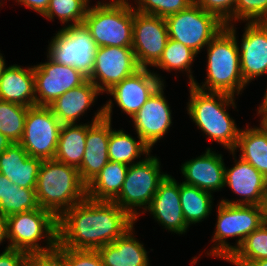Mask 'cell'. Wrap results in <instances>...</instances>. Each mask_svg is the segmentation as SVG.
Wrapping results in <instances>:
<instances>
[{"label":"cell","instance_id":"1","mask_svg":"<svg viewBox=\"0 0 267 266\" xmlns=\"http://www.w3.org/2000/svg\"><path fill=\"white\" fill-rule=\"evenodd\" d=\"M135 220L113 201L85 198L58 218V246L97 250L114 242Z\"/></svg>","mask_w":267,"mask_h":266},{"label":"cell","instance_id":"2","mask_svg":"<svg viewBox=\"0 0 267 266\" xmlns=\"http://www.w3.org/2000/svg\"><path fill=\"white\" fill-rule=\"evenodd\" d=\"M187 114L208 140L219 143L224 149L234 151L241 129L227 112L235 109V96L221 92H207L189 85ZM228 108V109H227Z\"/></svg>","mask_w":267,"mask_h":266},{"label":"cell","instance_id":"3","mask_svg":"<svg viewBox=\"0 0 267 266\" xmlns=\"http://www.w3.org/2000/svg\"><path fill=\"white\" fill-rule=\"evenodd\" d=\"M236 24L225 26L205 47L207 49L206 79L200 85L192 84L207 92H221L232 96L243 93L248 86L241 73ZM242 92V93H241Z\"/></svg>","mask_w":267,"mask_h":266},{"label":"cell","instance_id":"4","mask_svg":"<svg viewBox=\"0 0 267 266\" xmlns=\"http://www.w3.org/2000/svg\"><path fill=\"white\" fill-rule=\"evenodd\" d=\"M35 192L39 207L59 218L87 197V186L82 182L78 168L48 159L40 165Z\"/></svg>","mask_w":267,"mask_h":266},{"label":"cell","instance_id":"5","mask_svg":"<svg viewBox=\"0 0 267 266\" xmlns=\"http://www.w3.org/2000/svg\"><path fill=\"white\" fill-rule=\"evenodd\" d=\"M133 16V4L128 0H103L90 4L83 23L97 47H132Z\"/></svg>","mask_w":267,"mask_h":266},{"label":"cell","instance_id":"6","mask_svg":"<svg viewBox=\"0 0 267 266\" xmlns=\"http://www.w3.org/2000/svg\"><path fill=\"white\" fill-rule=\"evenodd\" d=\"M217 220L207 256L227 260L244 239L265 222L264 206L217 204ZM236 239L231 245L227 239Z\"/></svg>","mask_w":267,"mask_h":266},{"label":"cell","instance_id":"7","mask_svg":"<svg viewBox=\"0 0 267 266\" xmlns=\"http://www.w3.org/2000/svg\"><path fill=\"white\" fill-rule=\"evenodd\" d=\"M11 249L27 254L46 252L58 245V218L49 210L37 208L5 217ZM44 239L45 246L39 243ZM46 239V240H45Z\"/></svg>","mask_w":267,"mask_h":266},{"label":"cell","instance_id":"8","mask_svg":"<svg viewBox=\"0 0 267 266\" xmlns=\"http://www.w3.org/2000/svg\"><path fill=\"white\" fill-rule=\"evenodd\" d=\"M160 163L157 156L150 154L141 162L130 165L122 189L113 200L136 222L146 213L160 183L168 175L161 170ZM139 208L143 209L141 213Z\"/></svg>","mask_w":267,"mask_h":266},{"label":"cell","instance_id":"9","mask_svg":"<svg viewBox=\"0 0 267 266\" xmlns=\"http://www.w3.org/2000/svg\"><path fill=\"white\" fill-rule=\"evenodd\" d=\"M47 56L56 63L72 66L89 78L93 72L97 45L84 23L56 31L49 42Z\"/></svg>","mask_w":267,"mask_h":266},{"label":"cell","instance_id":"10","mask_svg":"<svg viewBox=\"0 0 267 266\" xmlns=\"http://www.w3.org/2000/svg\"><path fill=\"white\" fill-rule=\"evenodd\" d=\"M168 36L197 54L226 26L217 16L194 2L186 9L165 17Z\"/></svg>","mask_w":267,"mask_h":266},{"label":"cell","instance_id":"11","mask_svg":"<svg viewBox=\"0 0 267 266\" xmlns=\"http://www.w3.org/2000/svg\"><path fill=\"white\" fill-rule=\"evenodd\" d=\"M62 123L49 106L28 107L24 133L19 144L30 157L54 159Z\"/></svg>","mask_w":267,"mask_h":266},{"label":"cell","instance_id":"12","mask_svg":"<svg viewBox=\"0 0 267 266\" xmlns=\"http://www.w3.org/2000/svg\"><path fill=\"white\" fill-rule=\"evenodd\" d=\"M168 39L165 18L134 10L132 49L140 68L153 67L159 61Z\"/></svg>","mask_w":267,"mask_h":266},{"label":"cell","instance_id":"13","mask_svg":"<svg viewBox=\"0 0 267 266\" xmlns=\"http://www.w3.org/2000/svg\"><path fill=\"white\" fill-rule=\"evenodd\" d=\"M139 69L132 47H97L88 80L103 94Z\"/></svg>","mask_w":267,"mask_h":266},{"label":"cell","instance_id":"14","mask_svg":"<svg viewBox=\"0 0 267 266\" xmlns=\"http://www.w3.org/2000/svg\"><path fill=\"white\" fill-rule=\"evenodd\" d=\"M37 106H50L59 96L82 85L88 78L72 66L46 62L33 65Z\"/></svg>","mask_w":267,"mask_h":266},{"label":"cell","instance_id":"15","mask_svg":"<svg viewBox=\"0 0 267 266\" xmlns=\"http://www.w3.org/2000/svg\"><path fill=\"white\" fill-rule=\"evenodd\" d=\"M235 159L232 168L225 167L224 186L240 196L237 200L221 199L231 205H258L264 206L267 196V179L250 163L240 157L237 160L236 152L229 151Z\"/></svg>","mask_w":267,"mask_h":266},{"label":"cell","instance_id":"16","mask_svg":"<svg viewBox=\"0 0 267 266\" xmlns=\"http://www.w3.org/2000/svg\"><path fill=\"white\" fill-rule=\"evenodd\" d=\"M162 83L131 118L136 134L153 150L154 145L168 133L172 110L164 95Z\"/></svg>","mask_w":267,"mask_h":266},{"label":"cell","instance_id":"17","mask_svg":"<svg viewBox=\"0 0 267 266\" xmlns=\"http://www.w3.org/2000/svg\"><path fill=\"white\" fill-rule=\"evenodd\" d=\"M161 78L162 76L157 74V71L155 73L150 68H140L106 93L114 99L121 113L124 112L132 118L155 90L165 83Z\"/></svg>","mask_w":267,"mask_h":266},{"label":"cell","instance_id":"18","mask_svg":"<svg viewBox=\"0 0 267 266\" xmlns=\"http://www.w3.org/2000/svg\"><path fill=\"white\" fill-rule=\"evenodd\" d=\"M100 107L91 123L87 122L86 149L81 165L78 167L80 178L86 186L109 162L110 120L104 118V108Z\"/></svg>","mask_w":267,"mask_h":266},{"label":"cell","instance_id":"19","mask_svg":"<svg viewBox=\"0 0 267 266\" xmlns=\"http://www.w3.org/2000/svg\"><path fill=\"white\" fill-rule=\"evenodd\" d=\"M239 47L240 67L244 82L267 74V21L244 22Z\"/></svg>","mask_w":267,"mask_h":266},{"label":"cell","instance_id":"20","mask_svg":"<svg viewBox=\"0 0 267 266\" xmlns=\"http://www.w3.org/2000/svg\"><path fill=\"white\" fill-rule=\"evenodd\" d=\"M146 211L168 232L182 235L190 228L182 213L180 183L170 174L160 183Z\"/></svg>","mask_w":267,"mask_h":266},{"label":"cell","instance_id":"21","mask_svg":"<svg viewBox=\"0 0 267 266\" xmlns=\"http://www.w3.org/2000/svg\"><path fill=\"white\" fill-rule=\"evenodd\" d=\"M225 167L223 155L206 148L202 155L182 163L180 170L184 183L213 193L225 187Z\"/></svg>","mask_w":267,"mask_h":266},{"label":"cell","instance_id":"22","mask_svg":"<svg viewBox=\"0 0 267 266\" xmlns=\"http://www.w3.org/2000/svg\"><path fill=\"white\" fill-rule=\"evenodd\" d=\"M42 161L30 157L19 143H12L0 153V173L19 187L36 189Z\"/></svg>","mask_w":267,"mask_h":266},{"label":"cell","instance_id":"23","mask_svg":"<svg viewBox=\"0 0 267 266\" xmlns=\"http://www.w3.org/2000/svg\"><path fill=\"white\" fill-rule=\"evenodd\" d=\"M100 94L99 89L87 79L82 85L59 96L49 107L62 124H77L81 116L94 106Z\"/></svg>","mask_w":267,"mask_h":266},{"label":"cell","instance_id":"24","mask_svg":"<svg viewBox=\"0 0 267 266\" xmlns=\"http://www.w3.org/2000/svg\"><path fill=\"white\" fill-rule=\"evenodd\" d=\"M134 227L114 242L97 249L104 266H150L148 251L134 236Z\"/></svg>","mask_w":267,"mask_h":266},{"label":"cell","instance_id":"25","mask_svg":"<svg viewBox=\"0 0 267 266\" xmlns=\"http://www.w3.org/2000/svg\"><path fill=\"white\" fill-rule=\"evenodd\" d=\"M113 105V99H109L103 105L104 118L110 120L109 161L120 162L128 166L141 162L151 154L152 149L138 135L136 140L132 135L123 131V128L120 130L112 128ZM141 155L144 158L141 159ZM136 159H139V161H136Z\"/></svg>","mask_w":267,"mask_h":266},{"label":"cell","instance_id":"26","mask_svg":"<svg viewBox=\"0 0 267 266\" xmlns=\"http://www.w3.org/2000/svg\"><path fill=\"white\" fill-rule=\"evenodd\" d=\"M0 100L26 107L36 105L33 66H7L0 77Z\"/></svg>","mask_w":267,"mask_h":266},{"label":"cell","instance_id":"27","mask_svg":"<svg viewBox=\"0 0 267 266\" xmlns=\"http://www.w3.org/2000/svg\"><path fill=\"white\" fill-rule=\"evenodd\" d=\"M243 129V130H242ZM234 152L250 163L267 179V130L260 123L259 127L242 128Z\"/></svg>","mask_w":267,"mask_h":266},{"label":"cell","instance_id":"28","mask_svg":"<svg viewBox=\"0 0 267 266\" xmlns=\"http://www.w3.org/2000/svg\"><path fill=\"white\" fill-rule=\"evenodd\" d=\"M128 165L109 161L87 185V198L95 201H113L120 193Z\"/></svg>","mask_w":267,"mask_h":266},{"label":"cell","instance_id":"29","mask_svg":"<svg viewBox=\"0 0 267 266\" xmlns=\"http://www.w3.org/2000/svg\"><path fill=\"white\" fill-rule=\"evenodd\" d=\"M87 123L62 124L55 160L78 168L86 149Z\"/></svg>","mask_w":267,"mask_h":266},{"label":"cell","instance_id":"30","mask_svg":"<svg viewBox=\"0 0 267 266\" xmlns=\"http://www.w3.org/2000/svg\"><path fill=\"white\" fill-rule=\"evenodd\" d=\"M213 193L180 182V200L186 224L200 223L212 213Z\"/></svg>","mask_w":267,"mask_h":266},{"label":"cell","instance_id":"31","mask_svg":"<svg viewBox=\"0 0 267 266\" xmlns=\"http://www.w3.org/2000/svg\"><path fill=\"white\" fill-rule=\"evenodd\" d=\"M197 55L191 48L169 38L161 58L153 67L166 72L178 71L183 74L186 72L189 85H192L196 79L191 67Z\"/></svg>","mask_w":267,"mask_h":266},{"label":"cell","instance_id":"32","mask_svg":"<svg viewBox=\"0 0 267 266\" xmlns=\"http://www.w3.org/2000/svg\"><path fill=\"white\" fill-rule=\"evenodd\" d=\"M267 259V223L264 222L226 260L229 263H249Z\"/></svg>","mask_w":267,"mask_h":266},{"label":"cell","instance_id":"33","mask_svg":"<svg viewBox=\"0 0 267 266\" xmlns=\"http://www.w3.org/2000/svg\"><path fill=\"white\" fill-rule=\"evenodd\" d=\"M91 0H50L42 15L48 21L57 18L63 27L81 24L84 21ZM65 24V26H64Z\"/></svg>","mask_w":267,"mask_h":266},{"label":"cell","instance_id":"34","mask_svg":"<svg viewBox=\"0 0 267 266\" xmlns=\"http://www.w3.org/2000/svg\"><path fill=\"white\" fill-rule=\"evenodd\" d=\"M28 107L0 100V133L12 143L23 137Z\"/></svg>","mask_w":267,"mask_h":266},{"label":"cell","instance_id":"35","mask_svg":"<svg viewBox=\"0 0 267 266\" xmlns=\"http://www.w3.org/2000/svg\"><path fill=\"white\" fill-rule=\"evenodd\" d=\"M39 208L35 189H27L8 181V192L0 202V215H10Z\"/></svg>","mask_w":267,"mask_h":266},{"label":"cell","instance_id":"36","mask_svg":"<svg viewBox=\"0 0 267 266\" xmlns=\"http://www.w3.org/2000/svg\"><path fill=\"white\" fill-rule=\"evenodd\" d=\"M134 10L152 14L159 17H167L186 9L193 3V0H134Z\"/></svg>","mask_w":267,"mask_h":266},{"label":"cell","instance_id":"37","mask_svg":"<svg viewBox=\"0 0 267 266\" xmlns=\"http://www.w3.org/2000/svg\"><path fill=\"white\" fill-rule=\"evenodd\" d=\"M267 21V0H236L234 23Z\"/></svg>","mask_w":267,"mask_h":266},{"label":"cell","instance_id":"38","mask_svg":"<svg viewBox=\"0 0 267 266\" xmlns=\"http://www.w3.org/2000/svg\"><path fill=\"white\" fill-rule=\"evenodd\" d=\"M193 2L217 16L226 26L233 24L236 0H193Z\"/></svg>","mask_w":267,"mask_h":266},{"label":"cell","instance_id":"39","mask_svg":"<svg viewBox=\"0 0 267 266\" xmlns=\"http://www.w3.org/2000/svg\"><path fill=\"white\" fill-rule=\"evenodd\" d=\"M65 266H104L97 250H74L64 247Z\"/></svg>","mask_w":267,"mask_h":266},{"label":"cell","instance_id":"40","mask_svg":"<svg viewBox=\"0 0 267 266\" xmlns=\"http://www.w3.org/2000/svg\"><path fill=\"white\" fill-rule=\"evenodd\" d=\"M26 266H65L64 247L38 253H30L27 256Z\"/></svg>","mask_w":267,"mask_h":266},{"label":"cell","instance_id":"41","mask_svg":"<svg viewBox=\"0 0 267 266\" xmlns=\"http://www.w3.org/2000/svg\"><path fill=\"white\" fill-rule=\"evenodd\" d=\"M27 256V253L11 249L7 245L0 254V266H26Z\"/></svg>","mask_w":267,"mask_h":266},{"label":"cell","instance_id":"42","mask_svg":"<svg viewBox=\"0 0 267 266\" xmlns=\"http://www.w3.org/2000/svg\"><path fill=\"white\" fill-rule=\"evenodd\" d=\"M18 4L23 5L41 16L46 12L50 0H15Z\"/></svg>","mask_w":267,"mask_h":266},{"label":"cell","instance_id":"43","mask_svg":"<svg viewBox=\"0 0 267 266\" xmlns=\"http://www.w3.org/2000/svg\"><path fill=\"white\" fill-rule=\"evenodd\" d=\"M9 179L0 173V202L5 199L8 192Z\"/></svg>","mask_w":267,"mask_h":266},{"label":"cell","instance_id":"44","mask_svg":"<svg viewBox=\"0 0 267 266\" xmlns=\"http://www.w3.org/2000/svg\"><path fill=\"white\" fill-rule=\"evenodd\" d=\"M7 239L6 219L0 215V245Z\"/></svg>","mask_w":267,"mask_h":266},{"label":"cell","instance_id":"45","mask_svg":"<svg viewBox=\"0 0 267 266\" xmlns=\"http://www.w3.org/2000/svg\"><path fill=\"white\" fill-rule=\"evenodd\" d=\"M257 109H258L256 111L257 115H267V88H266V91L264 93V97L261 101V104L259 105V107Z\"/></svg>","mask_w":267,"mask_h":266},{"label":"cell","instance_id":"46","mask_svg":"<svg viewBox=\"0 0 267 266\" xmlns=\"http://www.w3.org/2000/svg\"><path fill=\"white\" fill-rule=\"evenodd\" d=\"M236 266H267V259L249 262V263H232Z\"/></svg>","mask_w":267,"mask_h":266},{"label":"cell","instance_id":"47","mask_svg":"<svg viewBox=\"0 0 267 266\" xmlns=\"http://www.w3.org/2000/svg\"><path fill=\"white\" fill-rule=\"evenodd\" d=\"M11 144L12 142L0 133V153L5 151Z\"/></svg>","mask_w":267,"mask_h":266},{"label":"cell","instance_id":"48","mask_svg":"<svg viewBox=\"0 0 267 266\" xmlns=\"http://www.w3.org/2000/svg\"><path fill=\"white\" fill-rule=\"evenodd\" d=\"M6 63L3 55L0 53V77L2 76L4 70L6 69Z\"/></svg>","mask_w":267,"mask_h":266},{"label":"cell","instance_id":"49","mask_svg":"<svg viewBox=\"0 0 267 266\" xmlns=\"http://www.w3.org/2000/svg\"><path fill=\"white\" fill-rule=\"evenodd\" d=\"M257 116L261 117L259 122L267 130V115H257Z\"/></svg>","mask_w":267,"mask_h":266},{"label":"cell","instance_id":"50","mask_svg":"<svg viewBox=\"0 0 267 266\" xmlns=\"http://www.w3.org/2000/svg\"><path fill=\"white\" fill-rule=\"evenodd\" d=\"M264 214H265V222L267 223V196L264 204Z\"/></svg>","mask_w":267,"mask_h":266}]
</instances>
